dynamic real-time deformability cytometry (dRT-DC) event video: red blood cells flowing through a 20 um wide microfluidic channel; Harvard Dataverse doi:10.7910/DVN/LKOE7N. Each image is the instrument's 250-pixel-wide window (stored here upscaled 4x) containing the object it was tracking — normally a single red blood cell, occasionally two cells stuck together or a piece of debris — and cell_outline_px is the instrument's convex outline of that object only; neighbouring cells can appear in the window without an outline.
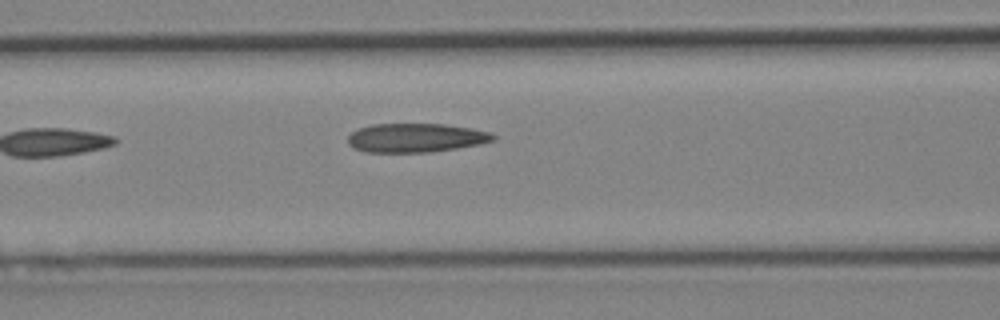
{"species": "Egyptian fruit bat (a non-hibernating species)", "species_latin": "Rousettus aegyptiacus", "temperature_condition": "cold", "stored_images_in_passage": 4, "camera_frame_rate_fps": 3000, "um_per_image_px": 0.085, "animal": {"sex": "female"}, "frame": {"image": 1, "passage_image": 4, "time_ms": 3.333, "image_size_px": [1000, 320], "cell_outline_px": [[496, 140], [480, 144], [432, 152], [368, 152], [356, 148], [348, 144], [348, 136], [352, 132], [360, 128], [372, 124], [444, 124], [472, 128], [488, 132], [496, 136]], "centroid_in_image_um": [35.37, 11.71], "position_along_channel_um": 131.2, "area_um2": 24.39}}